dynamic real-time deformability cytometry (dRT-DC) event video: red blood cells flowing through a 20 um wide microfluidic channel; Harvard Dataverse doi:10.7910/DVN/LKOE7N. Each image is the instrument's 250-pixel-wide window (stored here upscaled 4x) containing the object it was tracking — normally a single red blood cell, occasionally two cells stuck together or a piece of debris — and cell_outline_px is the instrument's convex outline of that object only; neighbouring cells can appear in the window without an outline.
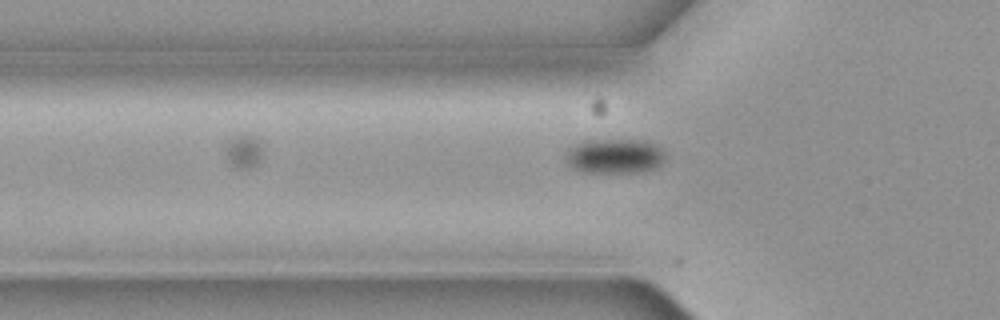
{"species": "common noctule bat (a hibernating species)", "species_latin": "Nyctalus noctula", "temperature_condition": "cold", "stored_images_in_passage": 6, "camera_frame_rate_fps": 3000, "um_per_image_px": 0.085, "animal": {"sex": "female", "body_mass_g": 19.3, "forearm_length_mm": 54.1}, "frame": {"image": 1, "passage_image": 6, "time_ms": 1.667, "image_size_px": [1000, 320], "cell_outline_px": [[664, 160], [656, 168], [640, 172], [580, 172], [572, 168], [568, 164], [564, 156], [564, 152], [568, 148], [584, 140], [648, 140], [656, 144], [664, 152]], "centroid_in_image_um": [52.21, 13.26], "position_along_channel_um": 73.6, "area_um2": 20.46}}